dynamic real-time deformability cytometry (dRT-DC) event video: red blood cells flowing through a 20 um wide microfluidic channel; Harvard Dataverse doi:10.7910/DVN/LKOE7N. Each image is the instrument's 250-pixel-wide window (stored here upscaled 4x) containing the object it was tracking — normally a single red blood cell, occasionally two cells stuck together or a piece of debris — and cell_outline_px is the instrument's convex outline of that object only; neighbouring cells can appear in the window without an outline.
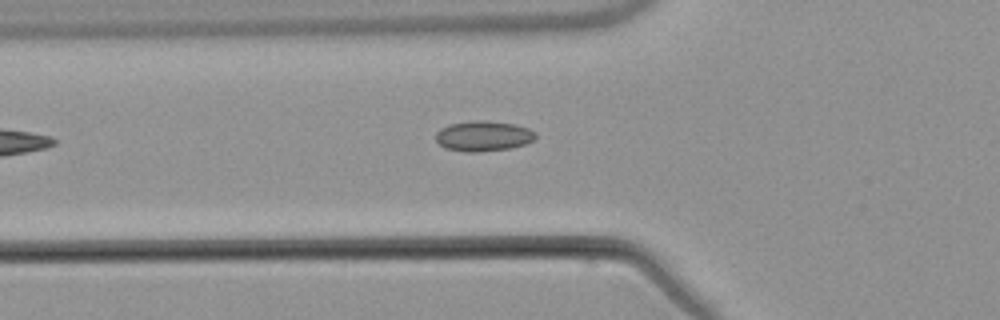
{"species": "common noctule bat (a hibernating species)", "species_latin": "Nyctalus noctula", "temperature_condition": "warm", "stored_images_in_passage": 5, "camera_frame_rate_fps": 3000, "um_per_image_px": 0.085, "animal": {"sex": "male", "body_mass_g": 21.5, "forearm_length_mm": 52.0}, "frame": {"image": 1, "passage_image": 5, "time_ms": 5.667, "image_size_px": [1000, 320], "cell_outline_px": [[536, 140], [524, 144], [508, 148], [476, 152], [468, 152], [448, 148], [440, 144], [436, 140], [436, 132], [440, 128], [448, 124], [476, 120], [488, 120], [516, 124], [528, 128], [536, 132]], "centroid_in_image_um": [41.11, 11.54], "position_along_channel_um": 84.7, "area_um2": 17.63}}